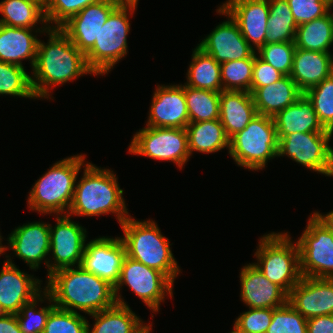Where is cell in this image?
Returning a JSON list of instances; mask_svg holds the SVG:
<instances>
[{"mask_svg": "<svg viewBox=\"0 0 333 333\" xmlns=\"http://www.w3.org/2000/svg\"><path fill=\"white\" fill-rule=\"evenodd\" d=\"M304 94L312 102L321 125L333 133V74Z\"/></svg>", "mask_w": 333, "mask_h": 333, "instance_id": "74e56055", "label": "cell"}, {"mask_svg": "<svg viewBox=\"0 0 333 333\" xmlns=\"http://www.w3.org/2000/svg\"><path fill=\"white\" fill-rule=\"evenodd\" d=\"M278 141L292 133L331 132L318 120L312 102L303 93L294 103L273 117Z\"/></svg>", "mask_w": 333, "mask_h": 333, "instance_id": "d4e9b609", "label": "cell"}, {"mask_svg": "<svg viewBox=\"0 0 333 333\" xmlns=\"http://www.w3.org/2000/svg\"><path fill=\"white\" fill-rule=\"evenodd\" d=\"M333 74V54L296 48L289 75L305 93Z\"/></svg>", "mask_w": 333, "mask_h": 333, "instance_id": "cb8c5ba5", "label": "cell"}, {"mask_svg": "<svg viewBox=\"0 0 333 333\" xmlns=\"http://www.w3.org/2000/svg\"><path fill=\"white\" fill-rule=\"evenodd\" d=\"M87 317L57 308L50 311L43 333H87Z\"/></svg>", "mask_w": 333, "mask_h": 333, "instance_id": "f35d334b", "label": "cell"}, {"mask_svg": "<svg viewBox=\"0 0 333 333\" xmlns=\"http://www.w3.org/2000/svg\"><path fill=\"white\" fill-rule=\"evenodd\" d=\"M47 300L48 306L37 309V304L44 303ZM55 307L49 293L43 291L32 301L24 304L21 310L16 314L22 333H43L50 311Z\"/></svg>", "mask_w": 333, "mask_h": 333, "instance_id": "d590c367", "label": "cell"}, {"mask_svg": "<svg viewBox=\"0 0 333 333\" xmlns=\"http://www.w3.org/2000/svg\"><path fill=\"white\" fill-rule=\"evenodd\" d=\"M192 53V61L186 73L187 82L184 84L196 89L221 92L220 64L198 46L194 48Z\"/></svg>", "mask_w": 333, "mask_h": 333, "instance_id": "f546056e", "label": "cell"}, {"mask_svg": "<svg viewBox=\"0 0 333 333\" xmlns=\"http://www.w3.org/2000/svg\"><path fill=\"white\" fill-rule=\"evenodd\" d=\"M268 31L266 44L294 42L296 24L286 0H269Z\"/></svg>", "mask_w": 333, "mask_h": 333, "instance_id": "d6a6232c", "label": "cell"}, {"mask_svg": "<svg viewBox=\"0 0 333 333\" xmlns=\"http://www.w3.org/2000/svg\"><path fill=\"white\" fill-rule=\"evenodd\" d=\"M2 246H0V256H1V254H2V248H1Z\"/></svg>", "mask_w": 333, "mask_h": 333, "instance_id": "9f6ffc18", "label": "cell"}, {"mask_svg": "<svg viewBox=\"0 0 333 333\" xmlns=\"http://www.w3.org/2000/svg\"><path fill=\"white\" fill-rule=\"evenodd\" d=\"M254 62L255 52L249 58L221 63L222 90L251 93Z\"/></svg>", "mask_w": 333, "mask_h": 333, "instance_id": "8d00e7d4", "label": "cell"}, {"mask_svg": "<svg viewBox=\"0 0 333 333\" xmlns=\"http://www.w3.org/2000/svg\"><path fill=\"white\" fill-rule=\"evenodd\" d=\"M47 30L0 24V61L24 67L22 61L28 59L33 69L39 42L36 34L37 32L44 34Z\"/></svg>", "mask_w": 333, "mask_h": 333, "instance_id": "603a6c76", "label": "cell"}, {"mask_svg": "<svg viewBox=\"0 0 333 333\" xmlns=\"http://www.w3.org/2000/svg\"><path fill=\"white\" fill-rule=\"evenodd\" d=\"M0 333H22L16 314L0 317Z\"/></svg>", "mask_w": 333, "mask_h": 333, "instance_id": "7dc6e473", "label": "cell"}, {"mask_svg": "<svg viewBox=\"0 0 333 333\" xmlns=\"http://www.w3.org/2000/svg\"><path fill=\"white\" fill-rule=\"evenodd\" d=\"M137 5L138 2H121L110 13L100 29L98 39L85 54L87 64L96 76L108 74L127 55V35L131 28L129 15L133 16Z\"/></svg>", "mask_w": 333, "mask_h": 333, "instance_id": "52a82bcc", "label": "cell"}, {"mask_svg": "<svg viewBox=\"0 0 333 333\" xmlns=\"http://www.w3.org/2000/svg\"><path fill=\"white\" fill-rule=\"evenodd\" d=\"M0 24L18 28L49 29L45 10L30 0H3L0 2ZM42 24V27L36 25Z\"/></svg>", "mask_w": 333, "mask_h": 333, "instance_id": "1f68e13d", "label": "cell"}, {"mask_svg": "<svg viewBox=\"0 0 333 333\" xmlns=\"http://www.w3.org/2000/svg\"><path fill=\"white\" fill-rule=\"evenodd\" d=\"M3 239V237L1 236V233H0V246H2V240Z\"/></svg>", "mask_w": 333, "mask_h": 333, "instance_id": "11a10c76", "label": "cell"}, {"mask_svg": "<svg viewBox=\"0 0 333 333\" xmlns=\"http://www.w3.org/2000/svg\"><path fill=\"white\" fill-rule=\"evenodd\" d=\"M296 24L311 22L325 16L332 7L325 0H286Z\"/></svg>", "mask_w": 333, "mask_h": 333, "instance_id": "ee69618b", "label": "cell"}, {"mask_svg": "<svg viewBox=\"0 0 333 333\" xmlns=\"http://www.w3.org/2000/svg\"><path fill=\"white\" fill-rule=\"evenodd\" d=\"M44 289L57 308L88 315L114 306V286L82 266L63 268L47 277Z\"/></svg>", "mask_w": 333, "mask_h": 333, "instance_id": "7a4b0ae2", "label": "cell"}, {"mask_svg": "<svg viewBox=\"0 0 333 333\" xmlns=\"http://www.w3.org/2000/svg\"><path fill=\"white\" fill-rule=\"evenodd\" d=\"M257 114L250 92L232 90L220 92L219 120L229 139L242 131Z\"/></svg>", "mask_w": 333, "mask_h": 333, "instance_id": "484cf974", "label": "cell"}, {"mask_svg": "<svg viewBox=\"0 0 333 333\" xmlns=\"http://www.w3.org/2000/svg\"><path fill=\"white\" fill-rule=\"evenodd\" d=\"M331 7H333V0H325Z\"/></svg>", "mask_w": 333, "mask_h": 333, "instance_id": "f5cc1de1", "label": "cell"}, {"mask_svg": "<svg viewBox=\"0 0 333 333\" xmlns=\"http://www.w3.org/2000/svg\"><path fill=\"white\" fill-rule=\"evenodd\" d=\"M89 316L95 322L92 328L87 323V333H135L144 323L129 306L118 303Z\"/></svg>", "mask_w": 333, "mask_h": 333, "instance_id": "f1b7e54d", "label": "cell"}, {"mask_svg": "<svg viewBox=\"0 0 333 333\" xmlns=\"http://www.w3.org/2000/svg\"><path fill=\"white\" fill-rule=\"evenodd\" d=\"M266 333H307V319L287 301L273 309V317Z\"/></svg>", "mask_w": 333, "mask_h": 333, "instance_id": "60d3db41", "label": "cell"}, {"mask_svg": "<svg viewBox=\"0 0 333 333\" xmlns=\"http://www.w3.org/2000/svg\"><path fill=\"white\" fill-rule=\"evenodd\" d=\"M8 246L2 245V255L7 249L14 251L15 256L24 261L31 270H37L45 263L48 271L50 251V223L31 222L15 228L7 237Z\"/></svg>", "mask_w": 333, "mask_h": 333, "instance_id": "9a60e30c", "label": "cell"}, {"mask_svg": "<svg viewBox=\"0 0 333 333\" xmlns=\"http://www.w3.org/2000/svg\"><path fill=\"white\" fill-rule=\"evenodd\" d=\"M5 258L0 270V305L7 314H17L24 304L42 292L43 281L22 272L9 255Z\"/></svg>", "mask_w": 333, "mask_h": 333, "instance_id": "d6986e66", "label": "cell"}, {"mask_svg": "<svg viewBox=\"0 0 333 333\" xmlns=\"http://www.w3.org/2000/svg\"><path fill=\"white\" fill-rule=\"evenodd\" d=\"M333 232V211L328 212L327 214H321L320 212H314Z\"/></svg>", "mask_w": 333, "mask_h": 333, "instance_id": "c3c4849f", "label": "cell"}, {"mask_svg": "<svg viewBox=\"0 0 333 333\" xmlns=\"http://www.w3.org/2000/svg\"><path fill=\"white\" fill-rule=\"evenodd\" d=\"M278 142L273 117L257 114L229 139L228 154L238 166L258 171L277 157Z\"/></svg>", "mask_w": 333, "mask_h": 333, "instance_id": "ba28073f", "label": "cell"}, {"mask_svg": "<svg viewBox=\"0 0 333 333\" xmlns=\"http://www.w3.org/2000/svg\"><path fill=\"white\" fill-rule=\"evenodd\" d=\"M307 333H333V315L307 319Z\"/></svg>", "mask_w": 333, "mask_h": 333, "instance_id": "bcb514c9", "label": "cell"}, {"mask_svg": "<svg viewBox=\"0 0 333 333\" xmlns=\"http://www.w3.org/2000/svg\"><path fill=\"white\" fill-rule=\"evenodd\" d=\"M188 149L193 152L215 153L222 149L229 151V138L219 119L203 122H191L186 127Z\"/></svg>", "mask_w": 333, "mask_h": 333, "instance_id": "83f0119b", "label": "cell"}, {"mask_svg": "<svg viewBox=\"0 0 333 333\" xmlns=\"http://www.w3.org/2000/svg\"><path fill=\"white\" fill-rule=\"evenodd\" d=\"M234 321V328L239 333H266L273 317L271 308H248Z\"/></svg>", "mask_w": 333, "mask_h": 333, "instance_id": "7bdbcfd3", "label": "cell"}, {"mask_svg": "<svg viewBox=\"0 0 333 333\" xmlns=\"http://www.w3.org/2000/svg\"><path fill=\"white\" fill-rule=\"evenodd\" d=\"M240 299L249 308L275 309L288 301V294L276 283L270 282L253 264L240 271Z\"/></svg>", "mask_w": 333, "mask_h": 333, "instance_id": "7402d4cb", "label": "cell"}, {"mask_svg": "<svg viewBox=\"0 0 333 333\" xmlns=\"http://www.w3.org/2000/svg\"><path fill=\"white\" fill-rule=\"evenodd\" d=\"M121 0H101L90 4L64 23L60 29L84 54L94 45L100 29Z\"/></svg>", "mask_w": 333, "mask_h": 333, "instance_id": "e0dca14e", "label": "cell"}, {"mask_svg": "<svg viewBox=\"0 0 333 333\" xmlns=\"http://www.w3.org/2000/svg\"><path fill=\"white\" fill-rule=\"evenodd\" d=\"M295 50V42H279L261 46L256 54L284 76H289L293 67Z\"/></svg>", "mask_w": 333, "mask_h": 333, "instance_id": "ab89813d", "label": "cell"}, {"mask_svg": "<svg viewBox=\"0 0 333 333\" xmlns=\"http://www.w3.org/2000/svg\"><path fill=\"white\" fill-rule=\"evenodd\" d=\"M87 242L80 266L115 287L126 256L121 238L102 236Z\"/></svg>", "mask_w": 333, "mask_h": 333, "instance_id": "2e32d148", "label": "cell"}, {"mask_svg": "<svg viewBox=\"0 0 333 333\" xmlns=\"http://www.w3.org/2000/svg\"><path fill=\"white\" fill-rule=\"evenodd\" d=\"M153 92L146 126L186 128L189 124L184 85H157Z\"/></svg>", "mask_w": 333, "mask_h": 333, "instance_id": "ac0fdd59", "label": "cell"}, {"mask_svg": "<svg viewBox=\"0 0 333 333\" xmlns=\"http://www.w3.org/2000/svg\"><path fill=\"white\" fill-rule=\"evenodd\" d=\"M332 132L292 133L278 142V157L287 156L309 170L333 177Z\"/></svg>", "mask_w": 333, "mask_h": 333, "instance_id": "7c38bea8", "label": "cell"}, {"mask_svg": "<svg viewBox=\"0 0 333 333\" xmlns=\"http://www.w3.org/2000/svg\"><path fill=\"white\" fill-rule=\"evenodd\" d=\"M83 176L75 183L69 216L116 215L119 225L128 218L129 212L120 189L118 177L111 169H102L86 162Z\"/></svg>", "mask_w": 333, "mask_h": 333, "instance_id": "3957f363", "label": "cell"}, {"mask_svg": "<svg viewBox=\"0 0 333 333\" xmlns=\"http://www.w3.org/2000/svg\"><path fill=\"white\" fill-rule=\"evenodd\" d=\"M302 94L290 76H283L271 85L258 87L252 97L258 114L274 117Z\"/></svg>", "mask_w": 333, "mask_h": 333, "instance_id": "4316f807", "label": "cell"}, {"mask_svg": "<svg viewBox=\"0 0 333 333\" xmlns=\"http://www.w3.org/2000/svg\"><path fill=\"white\" fill-rule=\"evenodd\" d=\"M7 315V313L5 312V310L3 309V307L0 305V317H3Z\"/></svg>", "mask_w": 333, "mask_h": 333, "instance_id": "816d5d0a", "label": "cell"}, {"mask_svg": "<svg viewBox=\"0 0 333 333\" xmlns=\"http://www.w3.org/2000/svg\"><path fill=\"white\" fill-rule=\"evenodd\" d=\"M288 302L306 319L333 315V279L302 276Z\"/></svg>", "mask_w": 333, "mask_h": 333, "instance_id": "44dd1931", "label": "cell"}, {"mask_svg": "<svg viewBox=\"0 0 333 333\" xmlns=\"http://www.w3.org/2000/svg\"><path fill=\"white\" fill-rule=\"evenodd\" d=\"M0 95L37 99L24 67L0 61Z\"/></svg>", "mask_w": 333, "mask_h": 333, "instance_id": "e575fe53", "label": "cell"}, {"mask_svg": "<svg viewBox=\"0 0 333 333\" xmlns=\"http://www.w3.org/2000/svg\"><path fill=\"white\" fill-rule=\"evenodd\" d=\"M131 217L120 224L126 256L159 270L174 283L181 269L172 253L170 240L162 235L152 219L140 221Z\"/></svg>", "mask_w": 333, "mask_h": 333, "instance_id": "5b68a950", "label": "cell"}, {"mask_svg": "<svg viewBox=\"0 0 333 333\" xmlns=\"http://www.w3.org/2000/svg\"><path fill=\"white\" fill-rule=\"evenodd\" d=\"M71 216L57 215L50 225V255L47 277L57 270L80 266L86 244V228L71 220ZM54 261H52V260Z\"/></svg>", "mask_w": 333, "mask_h": 333, "instance_id": "4fadbf2b", "label": "cell"}, {"mask_svg": "<svg viewBox=\"0 0 333 333\" xmlns=\"http://www.w3.org/2000/svg\"><path fill=\"white\" fill-rule=\"evenodd\" d=\"M40 5L44 10L47 8L49 0H30Z\"/></svg>", "mask_w": 333, "mask_h": 333, "instance_id": "f907efd6", "label": "cell"}, {"mask_svg": "<svg viewBox=\"0 0 333 333\" xmlns=\"http://www.w3.org/2000/svg\"><path fill=\"white\" fill-rule=\"evenodd\" d=\"M258 245L253 264L289 294L302 278L297 240L293 242L288 232H271L261 236Z\"/></svg>", "mask_w": 333, "mask_h": 333, "instance_id": "8992f818", "label": "cell"}, {"mask_svg": "<svg viewBox=\"0 0 333 333\" xmlns=\"http://www.w3.org/2000/svg\"><path fill=\"white\" fill-rule=\"evenodd\" d=\"M48 42L39 39L36 62L32 69L31 83L36 98L49 97V90L82 75L95 73L89 68L86 56L60 28H49ZM53 85V86H52Z\"/></svg>", "mask_w": 333, "mask_h": 333, "instance_id": "6da1fadb", "label": "cell"}, {"mask_svg": "<svg viewBox=\"0 0 333 333\" xmlns=\"http://www.w3.org/2000/svg\"><path fill=\"white\" fill-rule=\"evenodd\" d=\"M230 333H239V332L233 327V330Z\"/></svg>", "mask_w": 333, "mask_h": 333, "instance_id": "db71d44e", "label": "cell"}, {"mask_svg": "<svg viewBox=\"0 0 333 333\" xmlns=\"http://www.w3.org/2000/svg\"><path fill=\"white\" fill-rule=\"evenodd\" d=\"M128 152L159 161L173 162L180 169L188 162V136L186 128L148 127L137 131Z\"/></svg>", "mask_w": 333, "mask_h": 333, "instance_id": "30bf717a", "label": "cell"}, {"mask_svg": "<svg viewBox=\"0 0 333 333\" xmlns=\"http://www.w3.org/2000/svg\"><path fill=\"white\" fill-rule=\"evenodd\" d=\"M127 285L153 312H159L161 302L170 295L173 298L174 283L162 272L125 256L120 278L114 287L116 302L129 306L119 291ZM120 294V295H119Z\"/></svg>", "mask_w": 333, "mask_h": 333, "instance_id": "9c48e42d", "label": "cell"}, {"mask_svg": "<svg viewBox=\"0 0 333 333\" xmlns=\"http://www.w3.org/2000/svg\"><path fill=\"white\" fill-rule=\"evenodd\" d=\"M86 155L77 154L57 161L32 186L27 204L40 214L68 213L78 174L85 166Z\"/></svg>", "mask_w": 333, "mask_h": 333, "instance_id": "277c9868", "label": "cell"}, {"mask_svg": "<svg viewBox=\"0 0 333 333\" xmlns=\"http://www.w3.org/2000/svg\"><path fill=\"white\" fill-rule=\"evenodd\" d=\"M189 123L219 119L220 92L196 89L184 84Z\"/></svg>", "mask_w": 333, "mask_h": 333, "instance_id": "836d02e7", "label": "cell"}, {"mask_svg": "<svg viewBox=\"0 0 333 333\" xmlns=\"http://www.w3.org/2000/svg\"><path fill=\"white\" fill-rule=\"evenodd\" d=\"M100 1L101 0H49L47 8L45 9V18L48 27L60 28L82 9Z\"/></svg>", "mask_w": 333, "mask_h": 333, "instance_id": "b9f144b4", "label": "cell"}, {"mask_svg": "<svg viewBox=\"0 0 333 333\" xmlns=\"http://www.w3.org/2000/svg\"><path fill=\"white\" fill-rule=\"evenodd\" d=\"M301 24L296 29L295 46L308 51L331 53L333 45V12Z\"/></svg>", "mask_w": 333, "mask_h": 333, "instance_id": "4dcf8cb0", "label": "cell"}, {"mask_svg": "<svg viewBox=\"0 0 333 333\" xmlns=\"http://www.w3.org/2000/svg\"><path fill=\"white\" fill-rule=\"evenodd\" d=\"M153 324L150 322L146 324L145 322L140 326V328L137 330V333H150L152 331Z\"/></svg>", "mask_w": 333, "mask_h": 333, "instance_id": "681fc988", "label": "cell"}, {"mask_svg": "<svg viewBox=\"0 0 333 333\" xmlns=\"http://www.w3.org/2000/svg\"><path fill=\"white\" fill-rule=\"evenodd\" d=\"M220 6L236 21L254 51L266 44L269 0H227Z\"/></svg>", "mask_w": 333, "mask_h": 333, "instance_id": "ffe728a7", "label": "cell"}, {"mask_svg": "<svg viewBox=\"0 0 333 333\" xmlns=\"http://www.w3.org/2000/svg\"><path fill=\"white\" fill-rule=\"evenodd\" d=\"M297 244L302 276L333 279V232L314 212Z\"/></svg>", "mask_w": 333, "mask_h": 333, "instance_id": "8fae6325", "label": "cell"}, {"mask_svg": "<svg viewBox=\"0 0 333 333\" xmlns=\"http://www.w3.org/2000/svg\"><path fill=\"white\" fill-rule=\"evenodd\" d=\"M217 13L228 20L218 24L197 46L219 64L249 58L255 51L240 32L236 21L221 6Z\"/></svg>", "mask_w": 333, "mask_h": 333, "instance_id": "5bb4252c", "label": "cell"}, {"mask_svg": "<svg viewBox=\"0 0 333 333\" xmlns=\"http://www.w3.org/2000/svg\"><path fill=\"white\" fill-rule=\"evenodd\" d=\"M284 75L272 65L262 60L255 51V62L251 81V94L258 88L271 85L280 80Z\"/></svg>", "mask_w": 333, "mask_h": 333, "instance_id": "f6af8a7d", "label": "cell"}]
</instances>
